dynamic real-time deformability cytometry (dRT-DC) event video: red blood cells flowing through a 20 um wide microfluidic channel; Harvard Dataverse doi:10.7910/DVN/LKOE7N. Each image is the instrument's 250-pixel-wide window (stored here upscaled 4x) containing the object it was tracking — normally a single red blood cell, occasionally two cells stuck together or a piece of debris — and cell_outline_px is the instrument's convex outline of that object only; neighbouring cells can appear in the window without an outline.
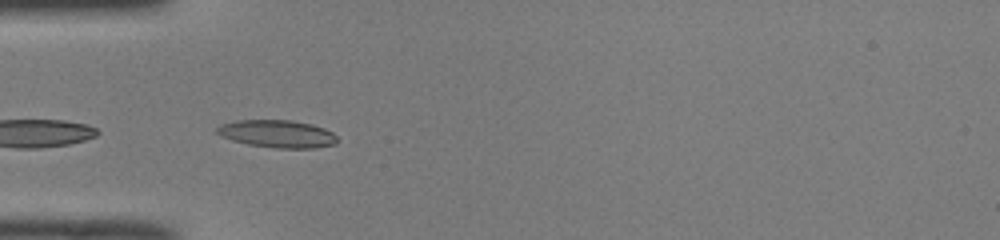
{"species": "common noctule bat (a hibernating species)", "species_latin": "Nyctalus noctula", "temperature_condition": "room temperature", "stored_images_in_passage": 24, "camera_frame_rate_fps": 3000, "um_per_image_px": 0.085, "animal": {"sex": "male", "body_mass_g": 19.0, "forearm_length_mm": 50.8}, "frame": {"image": 1, "passage_image": 1, "time_ms": 0.0, "image_size_px": [1000, 240], "cell_outline_px": [[336, 144], [316, 148], [276, 148], [248, 144], [232, 140], [220, 136], [216, 132], [216, 128], [220, 124], [236, 120], [292, 120], [312, 124], [324, 128], [332, 132], [336, 136]], "centroid_in_image_um": [23.56, 11.37], "position_along_channel_um": 61.4, "area_um2": 19.42}, "authors_computed_cell_mechanics": {"area_um2": 19.9988, "velocity_mm_per_s": 4.0505, "shape_relaxation_time_tau1_ms": null, "shape_relaxation_time_tau2_ms": 3.7696, "deformation_change_tau1": null, "deformation_change_tau2": 0.0614}}